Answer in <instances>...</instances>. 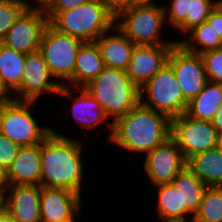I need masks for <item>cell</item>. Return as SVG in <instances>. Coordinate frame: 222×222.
I'll use <instances>...</instances> for the list:
<instances>
[{"mask_svg":"<svg viewBox=\"0 0 222 222\" xmlns=\"http://www.w3.org/2000/svg\"><path fill=\"white\" fill-rule=\"evenodd\" d=\"M81 142L52 129L41 143L40 186L66 189L81 196L84 173Z\"/></svg>","mask_w":222,"mask_h":222,"instance_id":"obj_1","label":"cell"},{"mask_svg":"<svg viewBox=\"0 0 222 222\" xmlns=\"http://www.w3.org/2000/svg\"><path fill=\"white\" fill-rule=\"evenodd\" d=\"M107 125L110 129L109 140L131 153L142 152L145 155L171 136V119L140 102Z\"/></svg>","mask_w":222,"mask_h":222,"instance_id":"obj_2","label":"cell"},{"mask_svg":"<svg viewBox=\"0 0 222 222\" xmlns=\"http://www.w3.org/2000/svg\"><path fill=\"white\" fill-rule=\"evenodd\" d=\"M84 88L101 105L106 116L113 117L112 122L127 114L140 100L139 88L121 69L105 67Z\"/></svg>","mask_w":222,"mask_h":222,"instance_id":"obj_3","label":"cell"},{"mask_svg":"<svg viewBox=\"0 0 222 222\" xmlns=\"http://www.w3.org/2000/svg\"><path fill=\"white\" fill-rule=\"evenodd\" d=\"M49 23L58 31L84 42H95L115 26V15L103 0H88L72 10L58 12Z\"/></svg>","mask_w":222,"mask_h":222,"instance_id":"obj_4","label":"cell"},{"mask_svg":"<svg viewBox=\"0 0 222 222\" xmlns=\"http://www.w3.org/2000/svg\"><path fill=\"white\" fill-rule=\"evenodd\" d=\"M166 22L163 5L143 2L121 10L115 16V26L135 45H175L161 40Z\"/></svg>","mask_w":222,"mask_h":222,"instance_id":"obj_5","label":"cell"},{"mask_svg":"<svg viewBox=\"0 0 222 222\" xmlns=\"http://www.w3.org/2000/svg\"><path fill=\"white\" fill-rule=\"evenodd\" d=\"M34 102L11 99L0 104V133L20 147L42 143L53 129L40 127L30 112Z\"/></svg>","mask_w":222,"mask_h":222,"instance_id":"obj_6","label":"cell"},{"mask_svg":"<svg viewBox=\"0 0 222 222\" xmlns=\"http://www.w3.org/2000/svg\"><path fill=\"white\" fill-rule=\"evenodd\" d=\"M139 91V102L142 105L161 112L170 119L186 112L188 102L183 98L182 90L169 63L165 64Z\"/></svg>","mask_w":222,"mask_h":222,"instance_id":"obj_7","label":"cell"},{"mask_svg":"<svg viewBox=\"0 0 222 222\" xmlns=\"http://www.w3.org/2000/svg\"><path fill=\"white\" fill-rule=\"evenodd\" d=\"M82 43L77 38L58 31L50 23L44 29L39 51L52 76L63 82L67 80L63 85H67L69 82L73 87L77 53Z\"/></svg>","mask_w":222,"mask_h":222,"instance_id":"obj_8","label":"cell"},{"mask_svg":"<svg viewBox=\"0 0 222 222\" xmlns=\"http://www.w3.org/2000/svg\"><path fill=\"white\" fill-rule=\"evenodd\" d=\"M185 159L216 147L218 133L211 121L197 120L186 113L171 119V136Z\"/></svg>","mask_w":222,"mask_h":222,"instance_id":"obj_9","label":"cell"},{"mask_svg":"<svg viewBox=\"0 0 222 222\" xmlns=\"http://www.w3.org/2000/svg\"><path fill=\"white\" fill-rule=\"evenodd\" d=\"M49 23L43 9L25 8L17 17L1 43L28 54L39 50L42 34Z\"/></svg>","mask_w":222,"mask_h":222,"instance_id":"obj_10","label":"cell"},{"mask_svg":"<svg viewBox=\"0 0 222 222\" xmlns=\"http://www.w3.org/2000/svg\"><path fill=\"white\" fill-rule=\"evenodd\" d=\"M168 63L173 69L183 98L189 103L208 82L202 56L189 52L176 43L169 54Z\"/></svg>","mask_w":222,"mask_h":222,"instance_id":"obj_11","label":"cell"},{"mask_svg":"<svg viewBox=\"0 0 222 222\" xmlns=\"http://www.w3.org/2000/svg\"><path fill=\"white\" fill-rule=\"evenodd\" d=\"M145 155L143 168L153 186L171 183L187 163L181 149L171 137Z\"/></svg>","mask_w":222,"mask_h":222,"instance_id":"obj_12","label":"cell"},{"mask_svg":"<svg viewBox=\"0 0 222 222\" xmlns=\"http://www.w3.org/2000/svg\"><path fill=\"white\" fill-rule=\"evenodd\" d=\"M52 78L54 77L39 50L26 54L25 70L20 88L15 92L16 97L12 99L36 101L45 92H52L56 95L64 83L49 81Z\"/></svg>","mask_w":222,"mask_h":222,"instance_id":"obj_13","label":"cell"},{"mask_svg":"<svg viewBox=\"0 0 222 222\" xmlns=\"http://www.w3.org/2000/svg\"><path fill=\"white\" fill-rule=\"evenodd\" d=\"M173 46L135 45L126 72L139 89L168 63Z\"/></svg>","mask_w":222,"mask_h":222,"instance_id":"obj_14","label":"cell"},{"mask_svg":"<svg viewBox=\"0 0 222 222\" xmlns=\"http://www.w3.org/2000/svg\"><path fill=\"white\" fill-rule=\"evenodd\" d=\"M1 199L14 222H41L39 185H8Z\"/></svg>","mask_w":222,"mask_h":222,"instance_id":"obj_15","label":"cell"},{"mask_svg":"<svg viewBox=\"0 0 222 222\" xmlns=\"http://www.w3.org/2000/svg\"><path fill=\"white\" fill-rule=\"evenodd\" d=\"M81 196L72 191L40 186L41 222H68L80 212Z\"/></svg>","mask_w":222,"mask_h":222,"instance_id":"obj_16","label":"cell"},{"mask_svg":"<svg viewBox=\"0 0 222 222\" xmlns=\"http://www.w3.org/2000/svg\"><path fill=\"white\" fill-rule=\"evenodd\" d=\"M41 143L20 147L7 169L9 185H39L41 176Z\"/></svg>","mask_w":222,"mask_h":222,"instance_id":"obj_17","label":"cell"},{"mask_svg":"<svg viewBox=\"0 0 222 222\" xmlns=\"http://www.w3.org/2000/svg\"><path fill=\"white\" fill-rule=\"evenodd\" d=\"M171 184L179 192L180 222H191L208 186L187 166L173 178ZM189 215L192 217L188 221Z\"/></svg>","mask_w":222,"mask_h":222,"instance_id":"obj_18","label":"cell"},{"mask_svg":"<svg viewBox=\"0 0 222 222\" xmlns=\"http://www.w3.org/2000/svg\"><path fill=\"white\" fill-rule=\"evenodd\" d=\"M113 31L117 34L110 35L104 32L95 42L97 43L105 67L126 71L132 51L135 47L116 26Z\"/></svg>","mask_w":222,"mask_h":222,"instance_id":"obj_19","label":"cell"},{"mask_svg":"<svg viewBox=\"0 0 222 222\" xmlns=\"http://www.w3.org/2000/svg\"><path fill=\"white\" fill-rule=\"evenodd\" d=\"M68 84L62 85L57 94L60 96L71 97L74 99L69 111L77 123L87 128H94L96 124L107 120V116L101 105L91 96V94L84 88H78L81 95L72 97L73 90ZM72 90V91H71Z\"/></svg>","mask_w":222,"mask_h":222,"instance_id":"obj_20","label":"cell"},{"mask_svg":"<svg viewBox=\"0 0 222 222\" xmlns=\"http://www.w3.org/2000/svg\"><path fill=\"white\" fill-rule=\"evenodd\" d=\"M104 68V61L97 43H82L77 53L72 89L85 87L99 75Z\"/></svg>","mask_w":222,"mask_h":222,"instance_id":"obj_21","label":"cell"},{"mask_svg":"<svg viewBox=\"0 0 222 222\" xmlns=\"http://www.w3.org/2000/svg\"><path fill=\"white\" fill-rule=\"evenodd\" d=\"M186 166L207 186H222V152L216 148L189 157Z\"/></svg>","mask_w":222,"mask_h":222,"instance_id":"obj_22","label":"cell"},{"mask_svg":"<svg viewBox=\"0 0 222 222\" xmlns=\"http://www.w3.org/2000/svg\"><path fill=\"white\" fill-rule=\"evenodd\" d=\"M222 105V85L208 81L187 106L186 114L197 120L212 121Z\"/></svg>","mask_w":222,"mask_h":222,"instance_id":"obj_23","label":"cell"},{"mask_svg":"<svg viewBox=\"0 0 222 222\" xmlns=\"http://www.w3.org/2000/svg\"><path fill=\"white\" fill-rule=\"evenodd\" d=\"M25 59L26 54L17 52L0 42V80L10 94L20 88Z\"/></svg>","mask_w":222,"mask_h":222,"instance_id":"obj_24","label":"cell"},{"mask_svg":"<svg viewBox=\"0 0 222 222\" xmlns=\"http://www.w3.org/2000/svg\"><path fill=\"white\" fill-rule=\"evenodd\" d=\"M189 34L190 39L177 41L189 52L201 55L203 52L222 48V39L207 21L189 30L186 35Z\"/></svg>","mask_w":222,"mask_h":222,"instance_id":"obj_25","label":"cell"},{"mask_svg":"<svg viewBox=\"0 0 222 222\" xmlns=\"http://www.w3.org/2000/svg\"><path fill=\"white\" fill-rule=\"evenodd\" d=\"M191 222H222V186H208Z\"/></svg>","mask_w":222,"mask_h":222,"instance_id":"obj_26","label":"cell"},{"mask_svg":"<svg viewBox=\"0 0 222 222\" xmlns=\"http://www.w3.org/2000/svg\"><path fill=\"white\" fill-rule=\"evenodd\" d=\"M158 188L157 212L161 221L180 222L179 192L171 183L156 185Z\"/></svg>","mask_w":222,"mask_h":222,"instance_id":"obj_27","label":"cell"},{"mask_svg":"<svg viewBox=\"0 0 222 222\" xmlns=\"http://www.w3.org/2000/svg\"><path fill=\"white\" fill-rule=\"evenodd\" d=\"M219 3V0H191L190 15H187L186 20L177 28L182 35L204 22L207 21L210 13Z\"/></svg>","mask_w":222,"mask_h":222,"instance_id":"obj_28","label":"cell"},{"mask_svg":"<svg viewBox=\"0 0 222 222\" xmlns=\"http://www.w3.org/2000/svg\"><path fill=\"white\" fill-rule=\"evenodd\" d=\"M26 0H0V42L25 8H34Z\"/></svg>","mask_w":222,"mask_h":222,"instance_id":"obj_29","label":"cell"},{"mask_svg":"<svg viewBox=\"0 0 222 222\" xmlns=\"http://www.w3.org/2000/svg\"><path fill=\"white\" fill-rule=\"evenodd\" d=\"M208 81L222 85V48L201 54Z\"/></svg>","mask_w":222,"mask_h":222,"instance_id":"obj_30","label":"cell"},{"mask_svg":"<svg viewBox=\"0 0 222 222\" xmlns=\"http://www.w3.org/2000/svg\"><path fill=\"white\" fill-rule=\"evenodd\" d=\"M170 7L164 8L166 24L177 29L190 15L191 0H169Z\"/></svg>","mask_w":222,"mask_h":222,"instance_id":"obj_31","label":"cell"},{"mask_svg":"<svg viewBox=\"0 0 222 222\" xmlns=\"http://www.w3.org/2000/svg\"><path fill=\"white\" fill-rule=\"evenodd\" d=\"M88 0H50L48 5L43 9L48 21H50L58 12L72 10L83 5Z\"/></svg>","mask_w":222,"mask_h":222,"instance_id":"obj_32","label":"cell"},{"mask_svg":"<svg viewBox=\"0 0 222 222\" xmlns=\"http://www.w3.org/2000/svg\"><path fill=\"white\" fill-rule=\"evenodd\" d=\"M19 149L20 146L18 144L13 143L0 133V164L4 168L8 169L11 166Z\"/></svg>","mask_w":222,"mask_h":222,"instance_id":"obj_33","label":"cell"},{"mask_svg":"<svg viewBox=\"0 0 222 222\" xmlns=\"http://www.w3.org/2000/svg\"><path fill=\"white\" fill-rule=\"evenodd\" d=\"M207 22L222 39V6L219 3L210 13Z\"/></svg>","mask_w":222,"mask_h":222,"instance_id":"obj_34","label":"cell"},{"mask_svg":"<svg viewBox=\"0 0 222 222\" xmlns=\"http://www.w3.org/2000/svg\"><path fill=\"white\" fill-rule=\"evenodd\" d=\"M109 10L116 16L121 10L141 4V0H103Z\"/></svg>","mask_w":222,"mask_h":222,"instance_id":"obj_35","label":"cell"},{"mask_svg":"<svg viewBox=\"0 0 222 222\" xmlns=\"http://www.w3.org/2000/svg\"><path fill=\"white\" fill-rule=\"evenodd\" d=\"M211 122L218 135H222V105L216 111Z\"/></svg>","mask_w":222,"mask_h":222,"instance_id":"obj_36","label":"cell"},{"mask_svg":"<svg viewBox=\"0 0 222 222\" xmlns=\"http://www.w3.org/2000/svg\"><path fill=\"white\" fill-rule=\"evenodd\" d=\"M8 185L9 183L7 180V169L0 164V197L2 196Z\"/></svg>","mask_w":222,"mask_h":222,"instance_id":"obj_37","label":"cell"},{"mask_svg":"<svg viewBox=\"0 0 222 222\" xmlns=\"http://www.w3.org/2000/svg\"><path fill=\"white\" fill-rule=\"evenodd\" d=\"M14 95H11L3 86L1 80H0V104L4 103L6 101L11 100Z\"/></svg>","mask_w":222,"mask_h":222,"instance_id":"obj_38","label":"cell"},{"mask_svg":"<svg viewBox=\"0 0 222 222\" xmlns=\"http://www.w3.org/2000/svg\"><path fill=\"white\" fill-rule=\"evenodd\" d=\"M0 222H14L9 212L3 206L0 208Z\"/></svg>","mask_w":222,"mask_h":222,"instance_id":"obj_39","label":"cell"},{"mask_svg":"<svg viewBox=\"0 0 222 222\" xmlns=\"http://www.w3.org/2000/svg\"><path fill=\"white\" fill-rule=\"evenodd\" d=\"M38 3L37 5V8L38 9H44L47 5H48V3L50 2V0H35V2L34 3Z\"/></svg>","mask_w":222,"mask_h":222,"instance_id":"obj_40","label":"cell"},{"mask_svg":"<svg viewBox=\"0 0 222 222\" xmlns=\"http://www.w3.org/2000/svg\"><path fill=\"white\" fill-rule=\"evenodd\" d=\"M215 148L222 152V135H218Z\"/></svg>","mask_w":222,"mask_h":222,"instance_id":"obj_41","label":"cell"},{"mask_svg":"<svg viewBox=\"0 0 222 222\" xmlns=\"http://www.w3.org/2000/svg\"><path fill=\"white\" fill-rule=\"evenodd\" d=\"M153 0H141V2H149V3H152Z\"/></svg>","mask_w":222,"mask_h":222,"instance_id":"obj_42","label":"cell"},{"mask_svg":"<svg viewBox=\"0 0 222 222\" xmlns=\"http://www.w3.org/2000/svg\"><path fill=\"white\" fill-rule=\"evenodd\" d=\"M3 206V204H2V199H1V197H0V208Z\"/></svg>","mask_w":222,"mask_h":222,"instance_id":"obj_43","label":"cell"},{"mask_svg":"<svg viewBox=\"0 0 222 222\" xmlns=\"http://www.w3.org/2000/svg\"><path fill=\"white\" fill-rule=\"evenodd\" d=\"M76 219H74V218H72L70 221H68V222H76L75 221Z\"/></svg>","mask_w":222,"mask_h":222,"instance_id":"obj_44","label":"cell"}]
</instances>
